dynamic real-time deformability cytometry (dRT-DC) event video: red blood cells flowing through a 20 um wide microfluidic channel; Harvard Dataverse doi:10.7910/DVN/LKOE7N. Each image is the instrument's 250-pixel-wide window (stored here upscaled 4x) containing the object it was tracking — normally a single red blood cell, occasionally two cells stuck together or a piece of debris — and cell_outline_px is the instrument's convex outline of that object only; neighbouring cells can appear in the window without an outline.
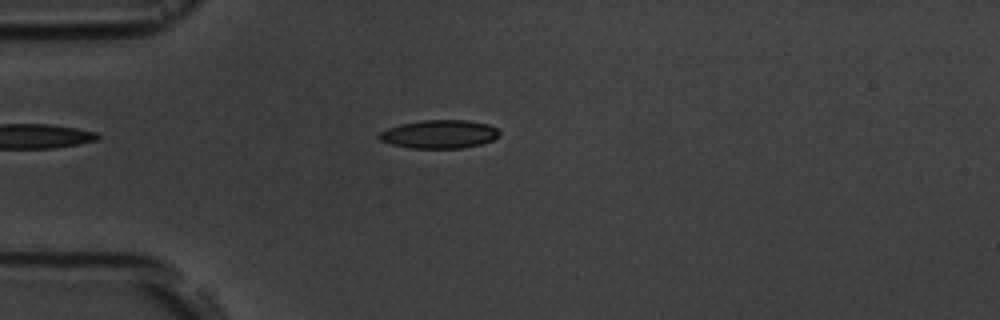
{"species": "common noctule bat (a hibernating species)", "species_latin": "Nyctalus noctula", "temperature_condition": "room temperature", "stored_images_in_passage": 3, "camera_frame_rate_fps": 3000, "um_per_image_px": 0.085, "animal": {"sex": "male", "body_mass_g": 19.5, "forearm_length_mm": 54.6}, "frame": {"image": 1, "passage_image": 3, "time_ms": 3.0, "image_size_px": [1000, 320], "cell_outline_px": [[500, 132], [492, 140], [480, 144], [464, 148], [408, 148], [392, 144], [380, 140], [376, 136], [380, 132], [388, 128], [400, 124], [420, 120], [464, 120], [488, 124], [496, 128]], "centroid_in_image_um": [37.3, 11.4], "position_along_channel_um": 47.7, "area_um2": 19.83}}